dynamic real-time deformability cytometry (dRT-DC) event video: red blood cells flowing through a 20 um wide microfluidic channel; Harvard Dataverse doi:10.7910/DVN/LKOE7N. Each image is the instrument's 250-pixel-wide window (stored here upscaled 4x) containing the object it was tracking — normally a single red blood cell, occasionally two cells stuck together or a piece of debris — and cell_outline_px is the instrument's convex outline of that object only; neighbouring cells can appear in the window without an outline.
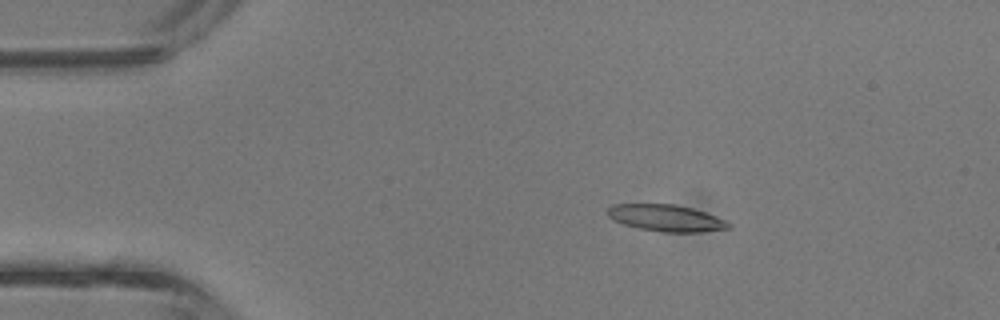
{"species": "common noctule bat (a hibernating species)", "species_latin": "Nyctalus noctula", "temperature_condition": "room temperature", "stored_images_in_passage": 5, "camera_frame_rate_fps": 3000, "um_per_image_px": 0.085, "animal": {"sex": "male", "body_mass_g": 13.3}, "frame": {"image": 1, "passage_image": 3, "time_ms": 0.667, "image_size_px": [1000, 320], "cell_outline_px": [[732, 228], [700, 232], [664, 232], [640, 228], [624, 224], [608, 216], [608, 208], [612, 204], [676, 204], [692, 208], [728, 220], [732, 224]], "centroid_in_image_um": [56.69, 18.53], "position_along_channel_um": 28.3, "area_um2": 18.79}}
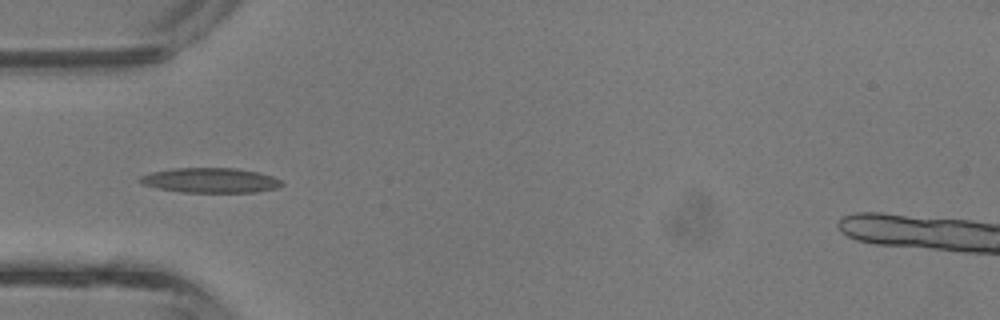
{"frame": {"image": 2, "passage_image": 5, "time_ms": 1.333, "image_size_px": [1000, 320], "cell_outline_px": [[284, 184], [276, 188], [256, 192], [180, 192], [140, 184], [136, 180], [140, 176], [152, 172], [172, 168], [236, 168], [256, 172], [272, 176], [280, 180]], "centroid_in_image_um": [17.84, 15.32], "position_along_channel_um": 67.2, "area_um2": 20.52}}